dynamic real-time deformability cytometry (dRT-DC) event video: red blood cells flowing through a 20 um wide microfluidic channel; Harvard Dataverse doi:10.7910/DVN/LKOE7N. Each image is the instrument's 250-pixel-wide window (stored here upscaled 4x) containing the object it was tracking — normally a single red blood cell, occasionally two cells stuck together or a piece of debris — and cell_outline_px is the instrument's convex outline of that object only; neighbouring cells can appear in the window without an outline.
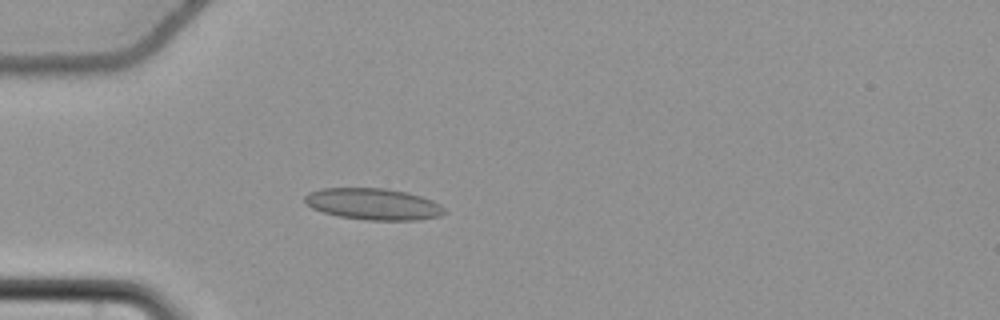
{"species": "common noctule bat (a hibernating species)", "species_latin": "Nyctalus noctula", "temperature_condition": "cold", "stored_images_in_passage": 57, "camera_frame_rate_fps": 3000, "um_per_image_px": 0.085, "animal": {"sex": "female", "body_mass_g": 22.7, "forearm_length_mm": 54.2}, "frame": {"image": 1, "passage_image": 18, "time_ms": 5.667, "image_size_px": [1000, 320], "cell_outline_px": [[444, 212], [440, 216], [420, 220], [368, 220], [340, 216], [324, 212], [312, 208], [304, 204], [304, 196], [308, 192], [324, 188], [384, 188], [408, 192], [432, 200], [440, 204], [444, 208]], "centroid_in_image_um": [31.72, 17.34], "position_along_channel_um": 53.3, "area_um2": 25.66}}
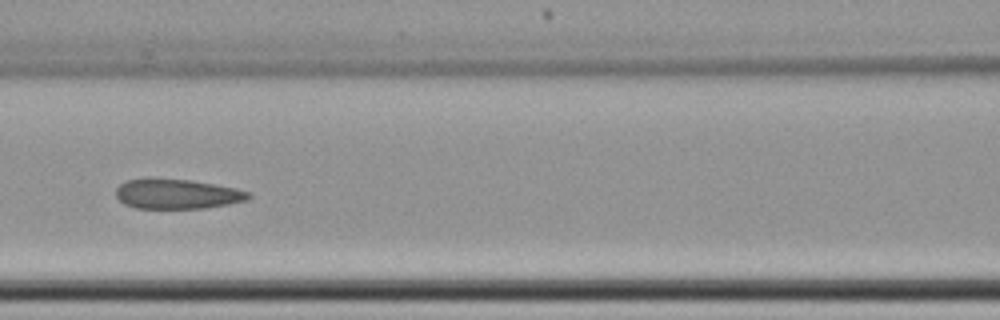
{"frame": {"image": 2, "passage_image": 27, "time_ms": 8.667, "image_size_px": [1000, 320], "cell_outline_px": [[252, 196], [248, 200], [228, 204], [204, 208], [136, 208], [124, 204], [116, 196], [116, 188], [120, 184], [128, 180], [148, 176], [192, 180], [236, 188], [248, 192]], "centroid_in_image_um": [15.02, 16.46], "position_along_channel_um": 151.6, "area_um2": 23.47}}
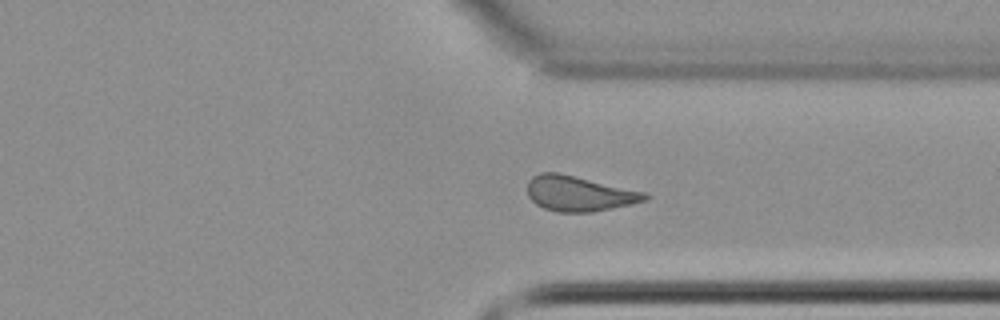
{"frame": {"image": 3, "passage_image": 44, "time_ms": 14.333, "image_size_px": [1000, 320], "cell_outline_px": [[652, 196], [648, 200], [632, 204], [592, 212], [556, 212], [544, 208], [536, 204], [528, 196], [528, 180], [532, 176], [540, 172], [560, 172], [648, 192]], "centroid_in_image_um": [49.27, 16.44], "position_along_channel_um": 362.1, "area_um2": 24.62}, "authors_computed_cell_mechanics": {"area_um2": 24.2182, "velocity_mm_per_s": 3.709, "shape_relaxation_time_tau1_ms": null, "shape_relaxation_time_tau2_ms": 2.5081, "deformation_change_tau1": null, "deformation_change_tau2": 0.0895}}